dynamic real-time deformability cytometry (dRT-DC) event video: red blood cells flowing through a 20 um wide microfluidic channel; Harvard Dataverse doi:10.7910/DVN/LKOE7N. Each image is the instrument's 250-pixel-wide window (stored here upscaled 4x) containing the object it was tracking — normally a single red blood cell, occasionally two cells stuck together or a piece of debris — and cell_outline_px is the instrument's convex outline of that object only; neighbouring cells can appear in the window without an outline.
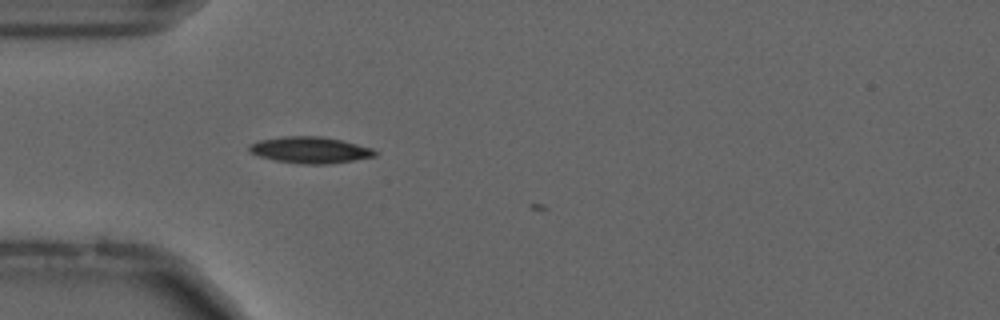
{"species": "common noctule bat (a hibernating species)", "species_latin": "Nyctalus noctula", "temperature_condition": "cold", "stored_images_in_passage": 6, "camera_frame_rate_fps": 3000, "um_per_image_px": 0.085, "animal": {"sex": "male", "forearm_length_mm": 52.5}, "frame": {"image": 1, "passage_image": 5, "time_ms": 1.333, "image_size_px": [1000, 320], "cell_outline_px": [[380, 152], [376, 156], [352, 160], [324, 164], [300, 164], [276, 160], [256, 156], [248, 152], [248, 144], [260, 140], [284, 136], [320, 136], [340, 140], [372, 148]], "centroid_in_image_um": [26.31, 12.75], "position_along_channel_um": 58.7, "area_um2": 19.36}}